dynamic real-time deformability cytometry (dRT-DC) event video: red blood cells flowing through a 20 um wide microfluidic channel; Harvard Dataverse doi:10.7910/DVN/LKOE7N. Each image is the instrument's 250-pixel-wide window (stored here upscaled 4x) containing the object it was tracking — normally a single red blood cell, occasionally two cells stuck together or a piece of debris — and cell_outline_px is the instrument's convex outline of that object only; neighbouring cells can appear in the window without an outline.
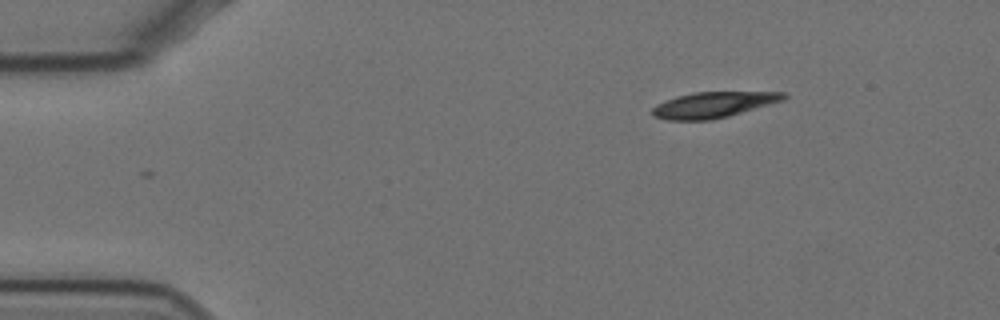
{"species": "Egyptian fruit bat (a non-hibernating species)", "species_latin": "Rousettus aegyptiacus", "temperature_condition": "cold", "stored_images_in_passage": 42, "camera_frame_rate_fps": 3000, "um_per_image_px": 0.085, "animal": {"sex": "female"}, "frame": {"image": 1, "passage_image": 1, "time_ms": 0.0, "image_size_px": [1000, 320], "cell_outline_px": [[788, 96], [784, 100], [728, 116], [712, 120], [668, 120], [652, 116], [652, 108], [656, 104], [676, 96], [692, 92], [784, 92]], "centroid_in_image_um": [60.61, 8.9], "position_along_channel_um": 24.4, "area_um2": 19.71}}
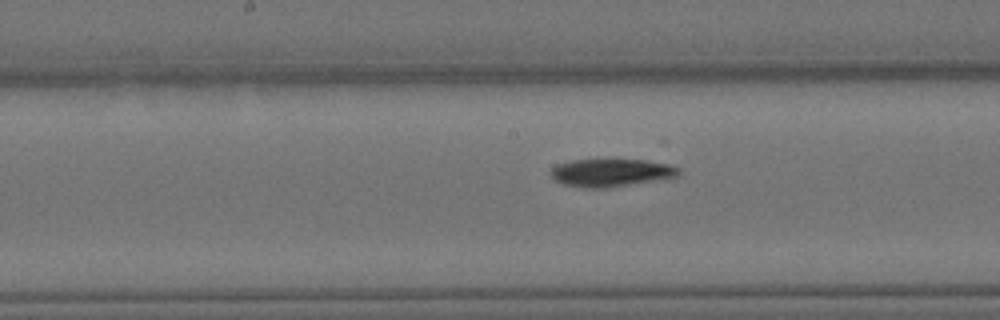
{"frame": {"image": 2, "passage_image": 22, "time_ms": 7.0, "image_size_px": [1000, 320], "cell_outline_px": [[680, 176], [608, 188], [584, 188], [564, 184], [556, 180], [548, 172], [556, 164], [572, 160], [648, 160], [668, 164], [680, 168]], "centroid_in_image_um": [51.94, 14.68], "position_along_channel_um": 196.3, "area_um2": 20.75}}
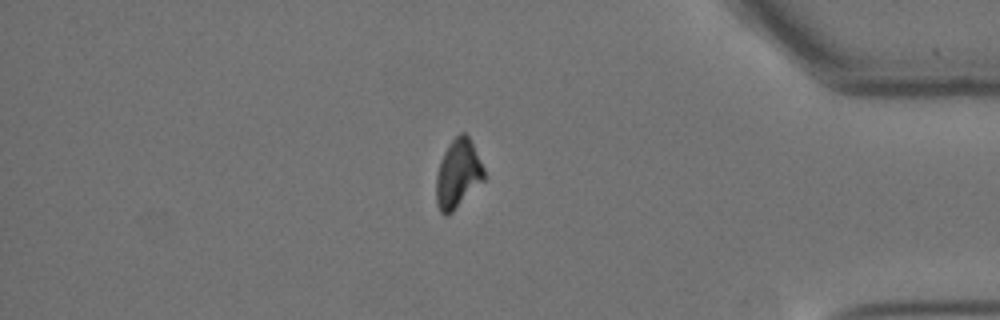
{"frame": {"image": 3, "passage_image": 42, "time_ms": 13.667, "image_size_px": [1000, 320], "cell_outline_px": [[484, 180], [448, 216], [444, 216], [440, 212], [436, 204], [436, 176], [440, 160], [448, 144], [460, 132], [464, 132], [468, 136], [484, 168]], "centroid_in_image_um": [38.9, 14.79], "position_along_channel_um": 396.3, "area_um2": 19.07}, "authors_computed_cell_mechanics": {"area_um2": 20.9525, "velocity_mm_per_s": 3.4667, "shape_relaxation_time_tau1_ms": 4.8909, "shape_relaxation_time_tau2_ms": null, "deformation_change_tau1": 0.1347, "deformation_change_tau2": null}}